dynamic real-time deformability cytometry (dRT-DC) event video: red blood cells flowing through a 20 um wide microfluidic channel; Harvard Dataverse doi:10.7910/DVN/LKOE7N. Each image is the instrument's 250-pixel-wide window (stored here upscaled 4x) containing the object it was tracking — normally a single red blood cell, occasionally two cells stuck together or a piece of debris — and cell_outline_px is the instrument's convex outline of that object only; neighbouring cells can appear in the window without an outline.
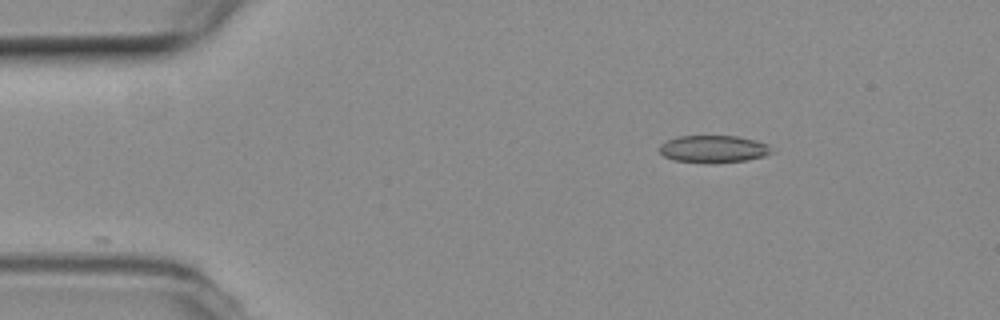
{"species": "common noctule bat (a hibernating species)", "species_latin": "Nyctalus noctula", "temperature_condition": "room temperature", "stored_images_in_passage": 24, "camera_frame_rate_fps": 3000, "um_per_image_px": 0.085, "animal": {"sex": "female", "body_mass_g": 19.3, "forearm_length_mm": 54.1}, "frame": {"image": 1, "passage_image": 1, "time_ms": 0.0, "image_size_px": [1000, 320], "cell_outline_px": [[776, 152], [764, 156], [748, 160], [672, 160], [664, 156], [660, 152], [660, 144], [668, 140], [680, 136], [736, 136], [756, 140], [768, 144]], "centroid_in_image_um": [60.71, 12.61], "position_along_channel_um": 24.3, "area_um2": 17.05}}
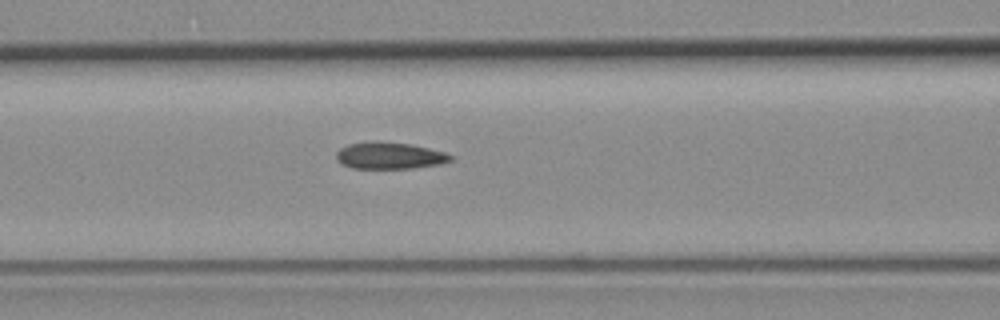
{"frame": {"image": 2, "passage_image": 15, "time_ms": 4.667, "image_size_px": [1000, 320], "cell_outline_px": [[456, 156], [452, 160], [440, 164], [412, 168], [352, 168], [340, 164], [336, 160], [336, 152], [340, 148], [348, 144], [372, 140], [376, 140], [412, 144], [444, 152]], "centroid_in_image_um": [33.09, 13.21], "position_along_channel_um": 133.5, "area_um2": 18.15}}
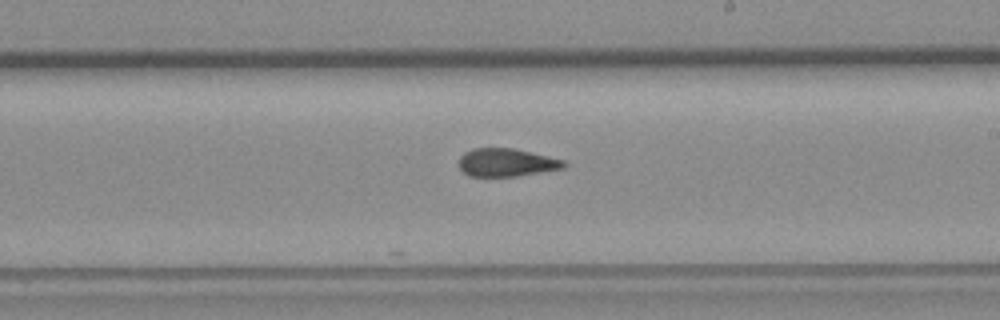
{"frame": {"image": 3, "passage_image": 24, "time_ms": 7.667, "image_size_px": [1000, 320], "cell_outline_px": [[568, 164], [564, 168], [516, 176], [468, 176], [460, 168], [460, 156], [464, 152], [472, 148], [512, 148], [564, 160]], "centroid_in_image_um": [43.04, 13.81], "position_along_channel_um": 246.0, "area_um2": 16.99}}